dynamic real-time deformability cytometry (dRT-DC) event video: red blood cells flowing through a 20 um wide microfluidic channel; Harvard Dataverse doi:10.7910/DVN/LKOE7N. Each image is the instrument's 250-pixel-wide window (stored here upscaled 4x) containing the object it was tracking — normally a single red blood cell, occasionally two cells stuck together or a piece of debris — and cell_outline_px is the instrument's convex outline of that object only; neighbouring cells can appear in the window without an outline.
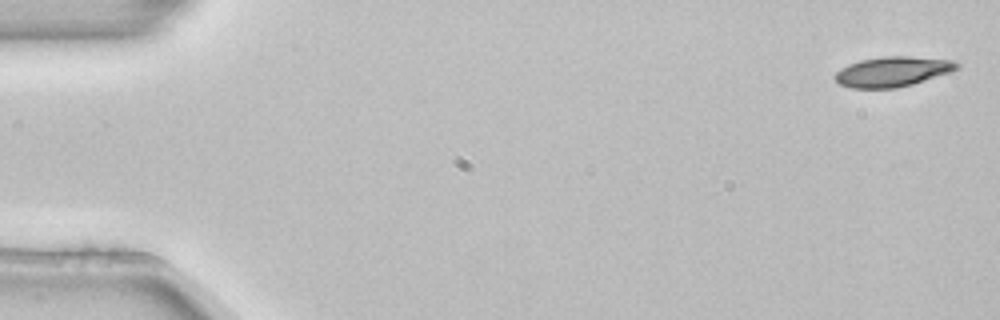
{"species": "common noctule bat (a hibernating species)", "species_latin": "Nyctalus noctula", "temperature_condition": "room temperature", "stored_images_in_passage": 5, "camera_frame_rate_fps": 3000, "um_per_image_px": 0.085, "animal": {"sex": "female", "body_mass_g": 22.7, "forearm_length_mm": 54.2}, "frame": {"image": 1, "passage_image": 1, "time_ms": 0.0, "image_size_px": [1000, 320], "cell_outline_px": [[960, 68], [952, 72], [912, 84], [896, 88], [852, 88], [840, 84], [832, 76], [840, 68], [848, 64], [860, 60], [884, 56], [908, 56], [952, 60], [960, 64]], "centroid_in_image_um": [75.87, 6.08], "position_along_channel_um": 9.1, "area_um2": 21.44}}
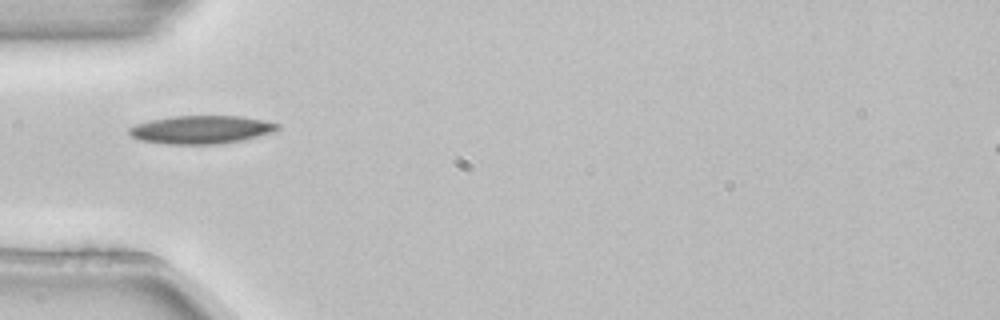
{"frame": {"image": 2, "passage_image": 4, "time_ms": 1.0, "image_size_px": [1000, 320], "cell_outline_px": [[280, 128], [272, 132], [244, 140], [220, 144], [164, 144], [140, 140], [132, 136], [128, 132], [128, 128], [136, 124], [152, 120], [172, 116], [240, 116], [264, 120], [280, 124]], "centroid_in_image_um": [17.11, 11.02], "position_along_channel_um": 67.9, "area_um2": 24.39}}